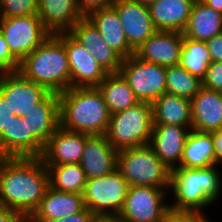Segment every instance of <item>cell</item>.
Here are the masks:
<instances>
[{"mask_svg":"<svg viewBox=\"0 0 222 222\" xmlns=\"http://www.w3.org/2000/svg\"><path fill=\"white\" fill-rule=\"evenodd\" d=\"M196 0H157L148 5L152 22L157 31L183 33L189 22Z\"/></svg>","mask_w":222,"mask_h":222,"instance_id":"cell-24","label":"cell"},{"mask_svg":"<svg viewBox=\"0 0 222 222\" xmlns=\"http://www.w3.org/2000/svg\"><path fill=\"white\" fill-rule=\"evenodd\" d=\"M37 15L50 34L69 32L83 18L76 0H38Z\"/></svg>","mask_w":222,"mask_h":222,"instance_id":"cell-22","label":"cell"},{"mask_svg":"<svg viewBox=\"0 0 222 222\" xmlns=\"http://www.w3.org/2000/svg\"><path fill=\"white\" fill-rule=\"evenodd\" d=\"M217 165L205 168L176 167L170 170V190L176 199L169 206L177 210L201 209L217 201L221 193V174Z\"/></svg>","mask_w":222,"mask_h":222,"instance_id":"cell-4","label":"cell"},{"mask_svg":"<svg viewBox=\"0 0 222 222\" xmlns=\"http://www.w3.org/2000/svg\"><path fill=\"white\" fill-rule=\"evenodd\" d=\"M60 126L88 135H105L111 114L97 87H70L59 93Z\"/></svg>","mask_w":222,"mask_h":222,"instance_id":"cell-3","label":"cell"},{"mask_svg":"<svg viewBox=\"0 0 222 222\" xmlns=\"http://www.w3.org/2000/svg\"><path fill=\"white\" fill-rule=\"evenodd\" d=\"M183 45V33L156 31L135 50L141 60L163 67L178 65Z\"/></svg>","mask_w":222,"mask_h":222,"instance_id":"cell-15","label":"cell"},{"mask_svg":"<svg viewBox=\"0 0 222 222\" xmlns=\"http://www.w3.org/2000/svg\"><path fill=\"white\" fill-rule=\"evenodd\" d=\"M44 146L28 134V126L23 117L15 116L7 131L0 134V158H39Z\"/></svg>","mask_w":222,"mask_h":222,"instance_id":"cell-17","label":"cell"},{"mask_svg":"<svg viewBox=\"0 0 222 222\" xmlns=\"http://www.w3.org/2000/svg\"><path fill=\"white\" fill-rule=\"evenodd\" d=\"M192 130L212 132L222 129V92L202 87L191 99Z\"/></svg>","mask_w":222,"mask_h":222,"instance_id":"cell-23","label":"cell"},{"mask_svg":"<svg viewBox=\"0 0 222 222\" xmlns=\"http://www.w3.org/2000/svg\"><path fill=\"white\" fill-rule=\"evenodd\" d=\"M134 1L140 2V3L145 4V5H149V4H151L152 2H155V1H157V0H134Z\"/></svg>","mask_w":222,"mask_h":222,"instance_id":"cell-45","label":"cell"},{"mask_svg":"<svg viewBox=\"0 0 222 222\" xmlns=\"http://www.w3.org/2000/svg\"><path fill=\"white\" fill-rule=\"evenodd\" d=\"M98 219L92 211L85 208L81 212L51 222H96Z\"/></svg>","mask_w":222,"mask_h":222,"instance_id":"cell-40","label":"cell"},{"mask_svg":"<svg viewBox=\"0 0 222 222\" xmlns=\"http://www.w3.org/2000/svg\"><path fill=\"white\" fill-rule=\"evenodd\" d=\"M0 33L19 62L50 35L38 15L0 18Z\"/></svg>","mask_w":222,"mask_h":222,"instance_id":"cell-10","label":"cell"},{"mask_svg":"<svg viewBox=\"0 0 222 222\" xmlns=\"http://www.w3.org/2000/svg\"><path fill=\"white\" fill-rule=\"evenodd\" d=\"M14 120V112L9 107L8 102L0 94V134L7 131L8 126Z\"/></svg>","mask_w":222,"mask_h":222,"instance_id":"cell-38","label":"cell"},{"mask_svg":"<svg viewBox=\"0 0 222 222\" xmlns=\"http://www.w3.org/2000/svg\"><path fill=\"white\" fill-rule=\"evenodd\" d=\"M49 93L46 87L24 78L18 71L0 76V94L15 116L27 115Z\"/></svg>","mask_w":222,"mask_h":222,"instance_id":"cell-11","label":"cell"},{"mask_svg":"<svg viewBox=\"0 0 222 222\" xmlns=\"http://www.w3.org/2000/svg\"><path fill=\"white\" fill-rule=\"evenodd\" d=\"M38 0H0V18L37 15Z\"/></svg>","mask_w":222,"mask_h":222,"instance_id":"cell-33","label":"cell"},{"mask_svg":"<svg viewBox=\"0 0 222 222\" xmlns=\"http://www.w3.org/2000/svg\"><path fill=\"white\" fill-rule=\"evenodd\" d=\"M20 62L12 55L3 34L0 33V76L18 71Z\"/></svg>","mask_w":222,"mask_h":222,"instance_id":"cell-35","label":"cell"},{"mask_svg":"<svg viewBox=\"0 0 222 222\" xmlns=\"http://www.w3.org/2000/svg\"><path fill=\"white\" fill-rule=\"evenodd\" d=\"M116 168L130 186L170 188V170L149 145L118 151Z\"/></svg>","mask_w":222,"mask_h":222,"instance_id":"cell-5","label":"cell"},{"mask_svg":"<svg viewBox=\"0 0 222 222\" xmlns=\"http://www.w3.org/2000/svg\"><path fill=\"white\" fill-rule=\"evenodd\" d=\"M68 33L87 48L104 70L108 73L119 72L123 58L105 42L88 18H82Z\"/></svg>","mask_w":222,"mask_h":222,"instance_id":"cell-14","label":"cell"},{"mask_svg":"<svg viewBox=\"0 0 222 222\" xmlns=\"http://www.w3.org/2000/svg\"><path fill=\"white\" fill-rule=\"evenodd\" d=\"M152 106L146 102L111 115L106 132L108 142L115 150L148 145L152 133Z\"/></svg>","mask_w":222,"mask_h":222,"instance_id":"cell-6","label":"cell"},{"mask_svg":"<svg viewBox=\"0 0 222 222\" xmlns=\"http://www.w3.org/2000/svg\"><path fill=\"white\" fill-rule=\"evenodd\" d=\"M202 88V80L178 65L166 67V92L191 100Z\"/></svg>","mask_w":222,"mask_h":222,"instance_id":"cell-32","label":"cell"},{"mask_svg":"<svg viewBox=\"0 0 222 222\" xmlns=\"http://www.w3.org/2000/svg\"><path fill=\"white\" fill-rule=\"evenodd\" d=\"M65 49L71 75V87H97L106 77L104 70L83 45L65 32Z\"/></svg>","mask_w":222,"mask_h":222,"instance_id":"cell-13","label":"cell"},{"mask_svg":"<svg viewBox=\"0 0 222 222\" xmlns=\"http://www.w3.org/2000/svg\"><path fill=\"white\" fill-rule=\"evenodd\" d=\"M45 166L50 187L57 191L83 194L87 178L79 163Z\"/></svg>","mask_w":222,"mask_h":222,"instance_id":"cell-30","label":"cell"},{"mask_svg":"<svg viewBox=\"0 0 222 222\" xmlns=\"http://www.w3.org/2000/svg\"><path fill=\"white\" fill-rule=\"evenodd\" d=\"M222 33V14L196 0L183 35L196 41H207Z\"/></svg>","mask_w":222,"mask_h":222,"instance_id":"cell-27","label":"cell"},{"mask_svg":"<svg viewBox=\"0 0 222 222\" xmlns=\"http://www.w3.org/2000/svg\"><path fill=\"white\" fill-rule=\"evenodd\" d=\"M80 15L87 18L91 13L110 7L114 0H76Z\"/></svg>","mask_w":222,"mask_h":222,"instance_id":"cell-37","label":"cell"},{"mask_svg":"<svg viewBox=\"0 0 222 222\" xmlns=\"http://www.w3.org/2000/svg\"><path fill=\"white\" fill-rule=\"evenodd\" d=\"M204 4L222 14V0H201Z\"/></svg>","mask_w":222,"mask_h":222,"instance_id":"cell-43","label":"cell"},{"mask_svg":"<svg viewBox=\"0 0 222 222\" xmlns=\"http://www.w3.org/2000/svg\"><path fill=\"white\" fill-rule=\"evenodd\" d=\"M97 88L111 115L126 110L139 102L119 72L108 73Z\"/></svg>","mask_w":222,"mask_h":222,"instance_id":"cell-29","label":"cell"},{"mask_svg":"<svg viewBox=\"0 0 222 222\" xmlns=\"http://www.w3.org/2000/svg\"><path fill=\"white\" fill-rule=\"evenodd\" d=\"M119 73L139 102L152 104L166 92V67L145 62L135 54L122 60Z\"/></svg>","mask_w":222,"mask_h":222,"instance_id":"cell-8","label":"cell"},{"mask_svg":"<svg viewBox=\"0 0 222 222\" xmlns=\"http://www.w3.org/2000/svg\"><path fill=\"white\" fill-rule=\"evenodd\" d=\"M129 45L136 50L157 30L153 25L148 5L134 0H114Z\"/></svg>","mask_w":222,"mask_h":222,"instance_id":"cell-12","label":"cell"},{"mask_svg":"<svg viewBox=\"0 0 222 222\" xmlns=\"http://www.w3.org/2000/svg\"><path fill=\"white\" fill-rule=\"evenodd\" d=\"M202 87L222 92V62H211L202 80Z\"/></svg>","mask_w":222,"mask_h":222,"instance_id":"cell-36","label":"cell"},{"mask_svg":"<svg viewBox=\"0 0 222 222\" xmlns=\"http://www.w3.org/2000/svg\"><path fill=\"white\" fill-rule=\"evenodd\" d=\"M212 139L214 142L215 150V163L216 165L222 163V129L211 132Z\"/></svg>","mask_w":222,"mask_h":222,"instance_id":"cell-42","label":"cell"},{"mask_svg":"<svg viewBox=\"0 0 222 222\" xmlns=\"http://www.w3.org/2000/svg\"><path fill=\"white\" fill-rule=\"evenodd\" d=\"M88 136L59 126L44 146L40 158L45 165L80 163Z\"/></svg>","mask_w":222,"mask_h":222,"instance_id":"cell-16","label":"cell"},{"mask_svg":"<svg viewBox=\"0 0 222 222\" xmlns=\"http://www.w3.org/2000/svg\"><path fill=\"white\" fill-rule=\"evenodd\" d=\"M129 186L117 168L109 174L87 179L82 194L85 207L99 219L117 218Z\"/></svg>","mask_w":222,"mask_h":222,"instance_id":"cell-7","label":"cell"},{"mask_svg":"<svg viewBox=\"0 0 222 222\" xmlns=\"http://www.w3.org/2000/svg\"><path fill=\"white\" fill-rule=\"evenodd\" d=\"M153 125H176L192 130L191 100L165 92L152 104Z\"/></svg>","mask_w":222,"mask_h":222,"instance_id":"cell-26","label":"cell"},{"mask_svg":"<svg viewBox=\"0 0 222 222\" xmlns=\"http://www.w3.org/2000/svg\"><path fill=\"white\" fill-rule=\"evenodd\" d=\"M50 186L39 158H0V207L31 216Z\"/></svg>","mask_w":222,"mask_h":222,"instance_id":"cell-1","label":"cell"},{"mask_svg":"<svg viewBox=\"0 0 222 222\" xmlns=\"http://www.w3.org/2000/svg\"><path fill=\"white\" fill-rule=\"evenodd\" d=\"M87 18L95 25L105 42L123 59L135 54V50L126 39L120 18L112 6L97 10Z\"/></svg>","mask_w":222,"mask_h":222,"instance_id":"cell-25","label":"cell"},{"mask_svg":"<svg viewBox=\"0 0 222 222\" xmlns=\"http://www.w3.org/2000/svg\"><path fill=\"white\" fill-rule=\"evenodd\" d=\"M117 153L106 135H89L79 163L86 178L100 177L116 169Z\"/></svg>","mask_w":222,"mask_h":222,"instance_id":"cell-20","label":"cell"},{"mask_svg":"<svg viewBox=\"0 0 222 222\" xmlns=\"http://www.w3.org/2000/svg\"><path fill=\"white\" fill-rule=\"evenodd\" d=\"M23 118L28 126V134L45 146L60 126L59 94L50 92Z\"/></svg>","mask_w":222,"mask_h":222,"instance_id":"cell-21","label":"cell"},{"mask_svg":"<svg viewBox=\"0 0 222 222\" xmlns=\"http://www.w3.org/2000/svg\"><path fill=\"white\" fill-rule=\"evenodd\" d=\"M206 44L211 55V62H222V33L207 40Z\"/></svg>","mask_w":222,"mask_h":222,"instance_id":"cell-39","label":"cell"},{"mask_svg":"<svg viewBox=\"0 0 222 222\" xmlns=\"http://www.w3.org/2000/svg\"><path fill=\"white\" fill-rule=\"evenodd\" d=\"M85 208L82 194L57 191L49 186L29 221L51 222L81 212Z\"/></svg>","mask_w":222,"mask_h":222,"instance_id":"cell-19","label":"cell"},{"mask_svg":"<svg viewBox=\"0 0 222 222\" xmlns=\"http://www.w3.org/2000/svg\"><path fill=\"white\" fill-rule=\"evenodd\" d=\"M161 222H209L206 215L193 210H177L169 207Z\"/></svg>","mask_w":222,"mask_h":222,"instance_id":"cell-34","label":"cell"},{"mask_svg":"<svg viewBox=\"0 0 222 222\" xmlns=\"http://www.w3.org/2000/svg\"><path fill=\"white\" fill-rule=\"evenodd\" d=\"M216 165L211 132L190 130L178 167L205 168Z\"/></svg>","mask_w":222,"mask_h":222,"instance_id":"cell-28","label":"cell"},{"mask_svg":"<svg viewBox=\"0 0 222 222\" xmlns=\"http://www.w3.org/2000/svg\"><path fill=\"white\" fill-rule=\"evenodd\" d=\"M18 72L50 92L59 94L68 90L71 87V75L65 49V32L50 34L20 61Z\"/></svg>","mask_w":222,"mask_h":222,"instance_id":"cell-2","label":"cell"},{"mask_svg":"<svg viewBox=\"0 0 222 222\" xmlns=\"http://www.w3.org/2000/svg\"><path fill=\"white\" fill-rule=\"evenodd\" d=\"M190 130L176 125H153L149 146L161 160L172 170L181 162L183 148Z\"/></svg>","mask_w":222,"mask_h":222,"instance_id":"cell-18","label":"cell"},{"mask_svg":"<svg viewBox=\"0 0 222 222\" xmlns=\"http://www.w3.org/2000/svg\"><path fill=\"white\" fill-rule=\"evenodd\" d=\"M168 189L129 186L124 205L116 219L120 222H161L164 212L170 207V203H165Z\"/></svg>","mask_w":222,"mask_h":222,"instance_id":"cell-9","label":"cell"},{"mask_svg":"<svg viewBox=\"0 0 222 222\" xmlns=\"http://www.w3.org/2000/svg\"><path fill=\"white\" fill-rule=\"evenodd\" d=\"M0 222H30L29 216L19 211L0 207Z\"/></svg>","mask_w":222,"mask_h":222,"instance_id":"cell-41","label":"cell"},{"mask_svg":"<svg viewBox=\"0 0 222 222\" xmlns=\"http://www.w3.org/2000/svg\"><path fill=\"white\" fill-rule=\"evenodd\" d=\"M96 222H120L116 218H105V219H98Z\"/></svg>","mask_w":222,"mask_h":222,"instance_id":"cell-44","label":"cell"},{"mask_svg":"<svg viewBox=\"0 0 222 222\" xmlns=\"http://www.w3.org/2000/svg\"><path fill=\"white\" fill-rule=\"evenodd\" d=\"M210 63L211 55L206 41L192 40L183 35L179 65L203 80Z\"/></svg>","mask_w":222,"mask_h":222,"instance_id":"cell-31","label":"cell"}]
</instances>
